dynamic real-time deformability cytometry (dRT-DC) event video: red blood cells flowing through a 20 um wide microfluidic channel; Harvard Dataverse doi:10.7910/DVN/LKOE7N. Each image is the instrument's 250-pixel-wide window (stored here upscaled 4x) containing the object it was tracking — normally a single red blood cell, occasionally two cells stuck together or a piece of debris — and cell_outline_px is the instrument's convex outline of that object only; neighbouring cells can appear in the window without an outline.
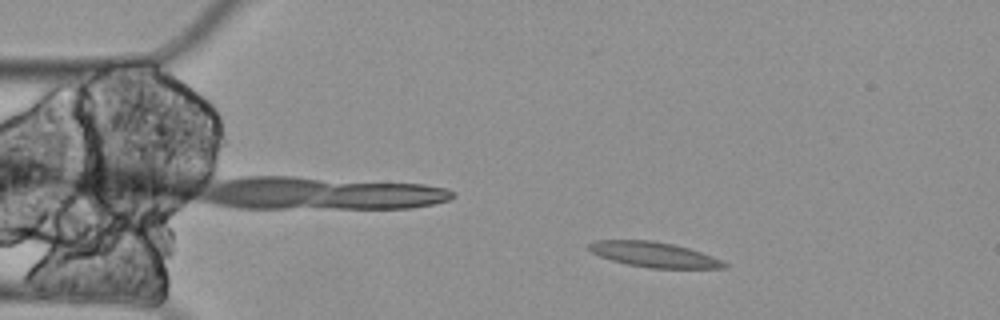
{"species": "Egyptian fruit bat (a non-hibernating species)", "species_latin": "Rousettus aegyptiacus", "temperature_condition": "cold", "stored_images_in_passage": 6, "camera_frame_rate_fps": 3000, "um_per_image_px": 0.085, "animal": {"sex": "female"}, "frame": {"image": 1, "passage_image": 2, "time_ms": 0.333, "image_size_px": [1000, 320], "cell_outline_px": [[728, 268], [648, 268], [628, 264], [612, 260], [600, 256], [592, 252], [588, 248], [588, 244], [596, 240], [652, 240], [672, 244], [688, 248], [724, 260], [728, 264]], "centroid_in_image_um": [55.62, 21.64], "position_along_channel_um": 29.4, "area_um2": 19.77}}
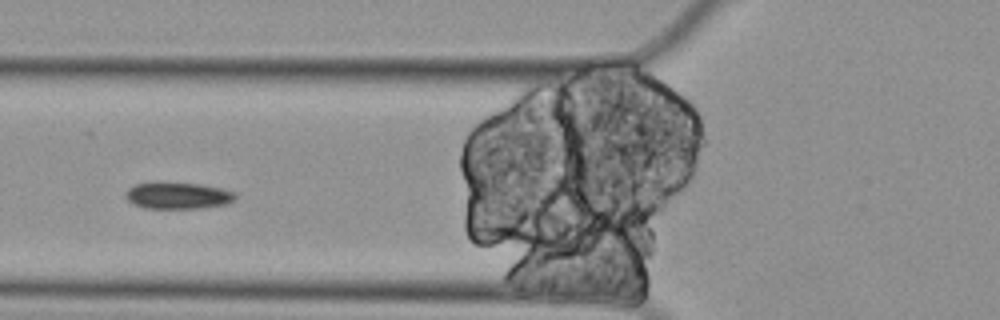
{"frame": {"image": 2, "passage_image": 5, "time_ms": 1.333, "image_size_px": [1000, 320], "cell_outline_px": [[236, 200], [228, 204], [200, 208], [144, 208], [128, 200], [124, 196], [128, 188], [136, 184], [200, 184], [220, 188], [236, 192]], "centroid_in_image_um": [15.19, 16.65], "position_along_channel_um": 110.6, "area_um2": 16.59}}
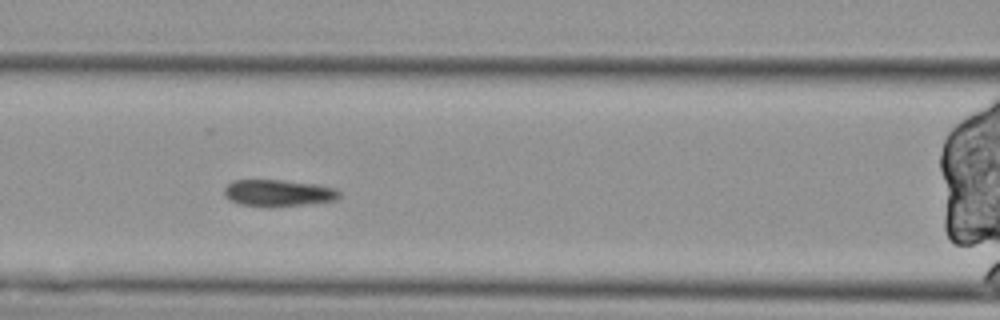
{"frame": {"image": 3, "passage_image": 6, "time_ms": 1.667, "image_size_px": [1000, 320], "cell_outline_px": [[340, 196], [336, 200], [304, 204], [268, 208], [240, 204], [224, 196], [224, 188], [232, 180], [280, 180], [316, 184], [336, 188], [340, 192]], "centroid_in_image_um": [23.64, 16.41], "position_along_channel_um": 143.0, "area_um2": 18.03}}